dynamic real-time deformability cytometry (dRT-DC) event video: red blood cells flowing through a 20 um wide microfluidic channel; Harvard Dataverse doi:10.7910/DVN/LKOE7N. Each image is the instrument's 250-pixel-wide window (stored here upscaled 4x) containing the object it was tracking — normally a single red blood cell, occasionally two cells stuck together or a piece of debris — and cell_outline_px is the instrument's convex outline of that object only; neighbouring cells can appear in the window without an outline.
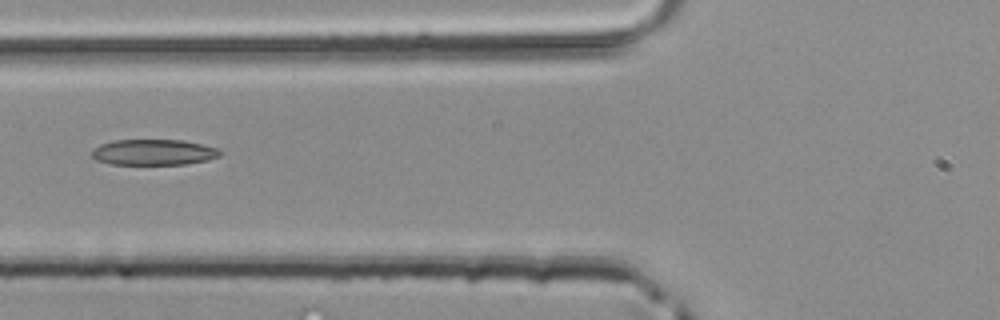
{"species": "common noctule bat (a hibernating species)", "species_latin": "Nyctalus noctula", "temperature_condition": "room temperature", "stored_images_in_passage": 5, "camera_frame_rate_fps": 3000, "um_per_image_px": 0.085, "animal": {"sex": "male", "body_mass_g": 20.4}, "frame": {"image": 1, "passage_image": 5, "time_ms": 1.333, "image_size_px": [1000, 320], "cell_outline_px": [[220, 156], [208, 160], [188, 164], [112, 164], [96, 160], [92, 156], [92, 148], [100, 144], [112, 140], [184, 140], [216, 148], [220, 152]], "centroid_in_image_um": [13.02, 12.94], "position_along_channel_um": 112.8, "area_um2": 19.25}}